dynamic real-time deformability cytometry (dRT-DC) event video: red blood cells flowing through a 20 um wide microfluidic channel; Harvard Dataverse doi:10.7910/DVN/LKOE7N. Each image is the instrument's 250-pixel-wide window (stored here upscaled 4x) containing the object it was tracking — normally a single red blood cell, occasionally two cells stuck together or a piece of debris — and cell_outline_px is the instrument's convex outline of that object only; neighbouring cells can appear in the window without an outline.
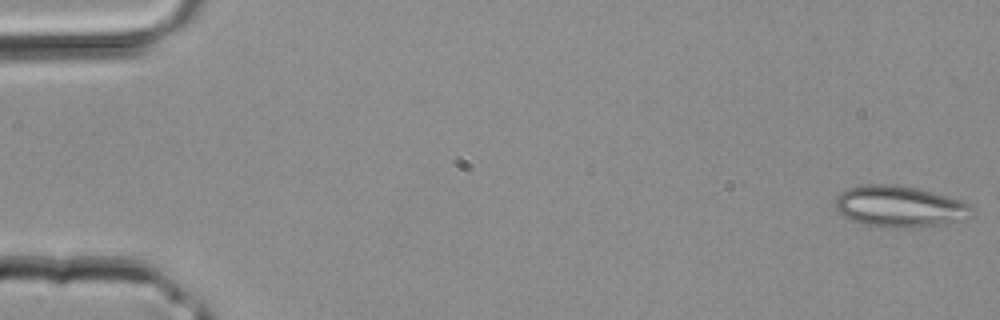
{"species": "common noctule bat (a hibernating species)", "species_latin": "Nyctalus noctula", "temperature_condition": "room temperature", "stored_images_in_passage": 40, "camera_frame_rate_fps": 3000, "um_per_image_px": 0.085, "animal": {"sex": "male", "body_mass_g": 20.4}, "frame": {"image": 1, "passage_image": 1, "time_ms": 0.0, "image_size_px": [1000, 320], "cell_outline_px": [[972, 216], [948, 224], [920, 228], [884, 228], [864, 224], [852, 220], [844, 216], [836, 208], [836, 196], [840, 192], [848, 188], [864, 184], [900, 184], [916, 188], [960, 200], [972, 204]], "centroid_in_image_um": [76.49, 17.57], "position_along_channel_um": 8.5, "area_um2": 33.29}}
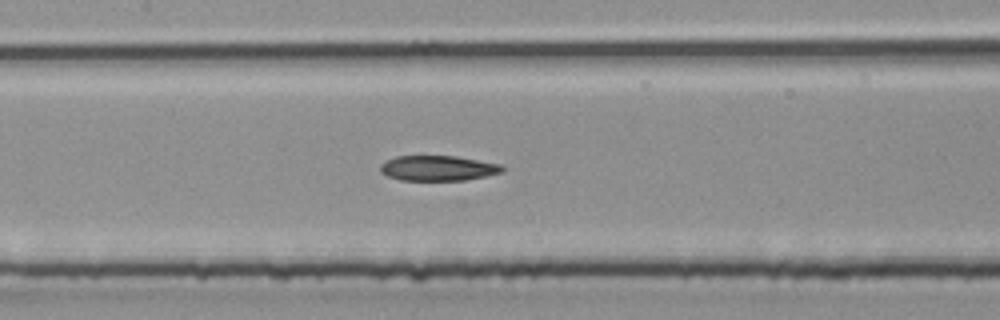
{"frame": {"image": 2, "passage_image": 19, "time_ms": 6.0, "image_size_px": [1000, 320], "cell_outline_px": [[504, 172], [464, 180], [400, 180], [388, 176], [380, 172], [380, 164], [384, 160], [396, 156], [456, 156], [504, 164]], "centroid_in_image_um": [37.23, 14.28], "position_along_channel_um": 170.2, "area_um2": 18.09}}
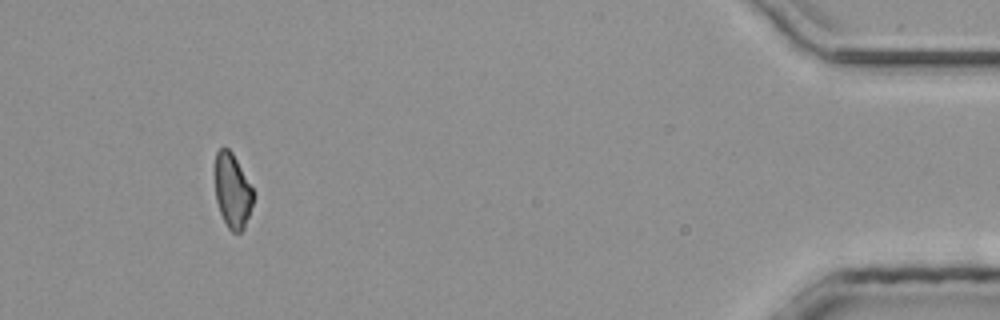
{"frame": {"image": 3, "passage_image": 37, "time_ms": 12.0, "image_size_px": [1000, 320], "cell_outline_px": [[252, 204], [244, 228], [240, 232], [232, 232], [228, 228], [220, 212], [216, 200], [216, 152], [220, 148], [228, 148], [232, 152], [252, 188]], "centroid_in_image_um": [19.75, 16.23], "position_along_channel_um": 415.5, "area_um2": 16.07}}